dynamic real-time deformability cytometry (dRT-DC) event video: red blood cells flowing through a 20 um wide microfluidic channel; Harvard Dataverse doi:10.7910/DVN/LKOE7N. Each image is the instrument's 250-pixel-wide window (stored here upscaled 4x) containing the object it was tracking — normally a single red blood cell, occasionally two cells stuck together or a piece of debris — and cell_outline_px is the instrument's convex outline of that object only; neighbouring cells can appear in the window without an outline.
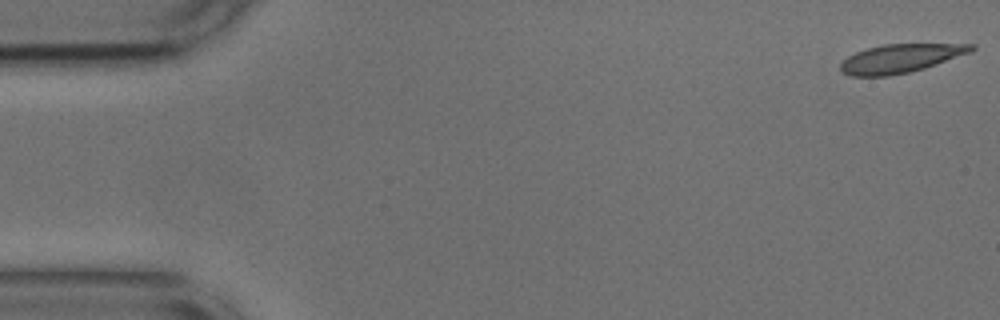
{"species": "common noctule bat (a hibernating species)", "species_latin": "Nyctalus noctula", "temperature_condition": "cold", "stored_images_in_passage": 50, "camera_frame_rate_fps": 3000, "um_per_image_px": 0.085, "animal": {"sex": "male", "body_mass_g": 17.9, "forearm_length_mm": 54.2}, "frame": {"image": 1, "passage_image": 1, "time_ms": 0.0, "image_size_px": [1000, 320], "cell_outline_px": [[976, 48], [972, 52], [924, 68], [908, 72], [888, 76], [852, 76], [844, 72], [840, 68], [840, 64], [848, 56], [856, 52], [868, 48], [884, 44], [976, 44]], "centroid_in_image_um": [76.57, 4.96], "position_along_channel_um": 8.4, "area_um2": 21.62}}
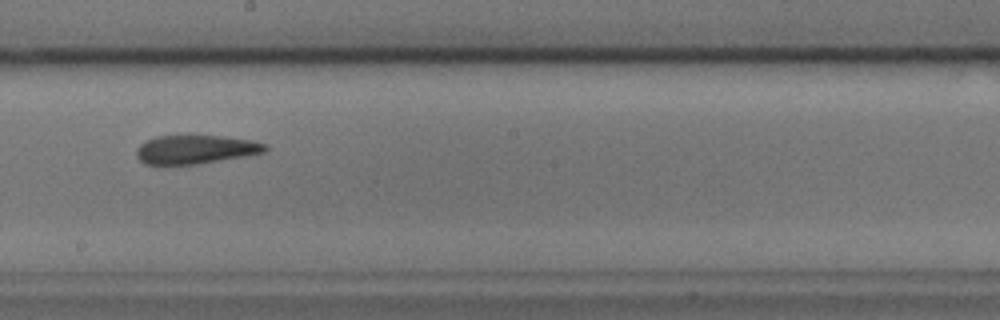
{"frame": {"image": 2, "passage_image": 29, "time_ms": 9.333, "image_size_px": [1000, 320], "cell_outline_px": [[268, 148], [264, 152], [244, 156], [196, 164], [144, 164], [136, 156], [136, 148], [140, 144], [156, 136], [220, 136], [252, 140], [268, 144]], "centroid_in_image_um": [16.62, 12.7], "position_along_channel_um": 231.6, "area_um2": 21.33}}
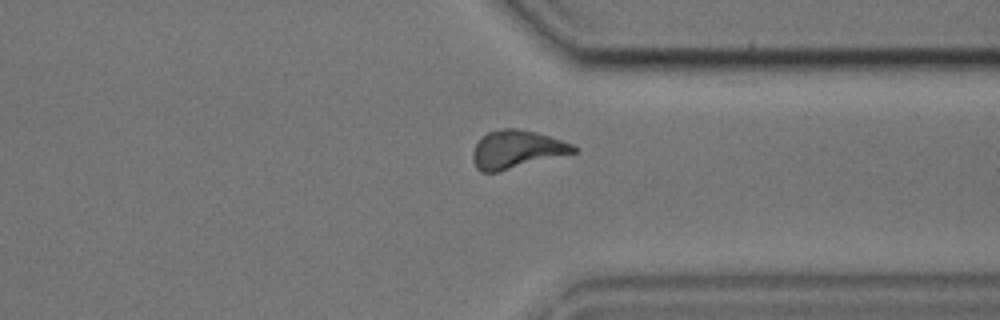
{"frame": {"image": 3, "passage_image": 40, "time_ms": 13.0, "image_size_px": [1000, 320], "cell_outline_px": [[580, 148], [576, 152], [500, 172], [480, 172], [476, 168], [472, 160], [472, 152], [476, 144], [488, 132], [500, 128], [516, 128], [536, 132], [572, 144]], "centroid_in_image_um": [43.9, 12.71], "position_along_channel_um": 367.5, "area_um2": 22.37}, "authors_computed_cell_mechanics": {"area_um2": 22.0218, "velocity_mm_per_s": 3.7504, "shape_relaxation_time_tau1_ms": 5.5253, "shape_relaxation_time_tau2_ms": 2.8374, "deformation_change_tau1": 0.1616, "deformation_change_tau2": 0.0812}}